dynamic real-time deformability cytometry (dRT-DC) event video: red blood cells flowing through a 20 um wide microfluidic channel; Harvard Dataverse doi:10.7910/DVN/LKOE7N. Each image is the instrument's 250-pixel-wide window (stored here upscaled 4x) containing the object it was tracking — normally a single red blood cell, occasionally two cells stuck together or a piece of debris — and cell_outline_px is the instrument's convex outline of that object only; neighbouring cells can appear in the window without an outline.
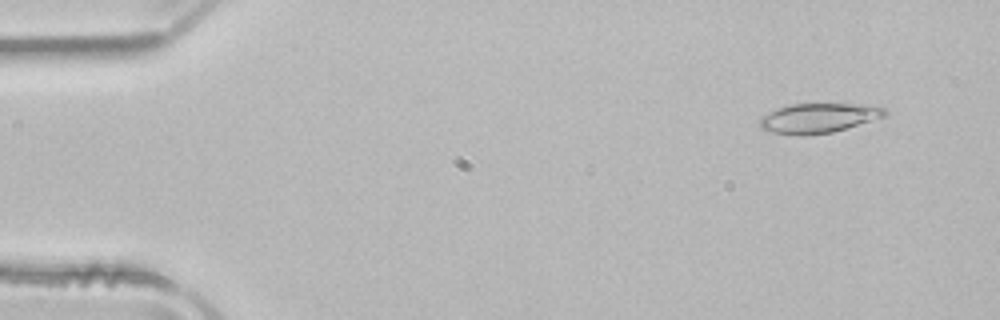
{"species": "common noctule bat (a hibernating species)", "species_latin": "Nyctalus noctula", "temperature_condition": "room temperature", "stored_images_in_passage": 51, "camera_frame_rate_fps": 3000, "um_per_image_px": 0.085, "animal": {"sex": "male", "body_mass_g": 21.5, "forearm_length_mm": 52.0}, "frame": {"image": 1, "passage_image": 4, "time_ms": 1.0, "image_size_px": [1000, 320], "cell_outline_px": [[888, 116], [832, 132], [804, 136], [796, 136], [772, 132], [760, 128], [760, 120], [764, 116], [780, 108], [792, 104], [860, 104], [884, 108], [888, 112]], "centroid_in_image_um": [69.62, 10.05], "position_along_channel_um": 15.4, "area_um2": 21.44}}
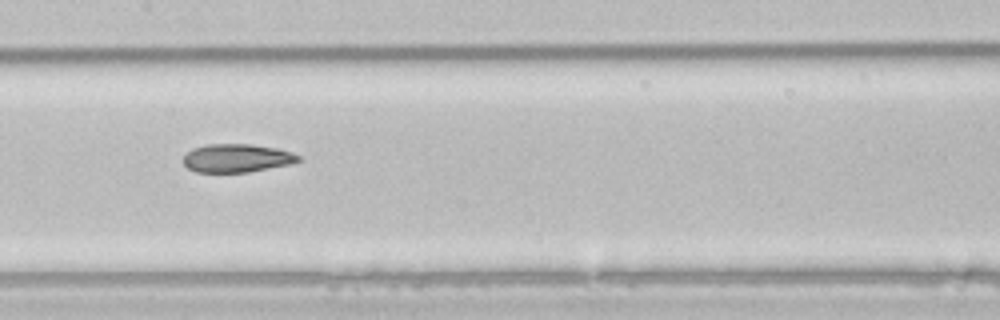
{"frame": {"image": 2, "passage_image": 25, "time_ms": 8.0, "image_size_px": [1000, 320], "cell_outline_px": [[304, 160], [288, 164], [248, 172], [196, 172], [188, 168], [184, 164], [184, 156], [192, 148], [208, 144], [252, 144], [276, 148], [292, 152], [300, 156]], "centroid_in_image_um": [20.14, 13.43], "position_along_channel_um": 187.3, "area_um2": 18.96}}
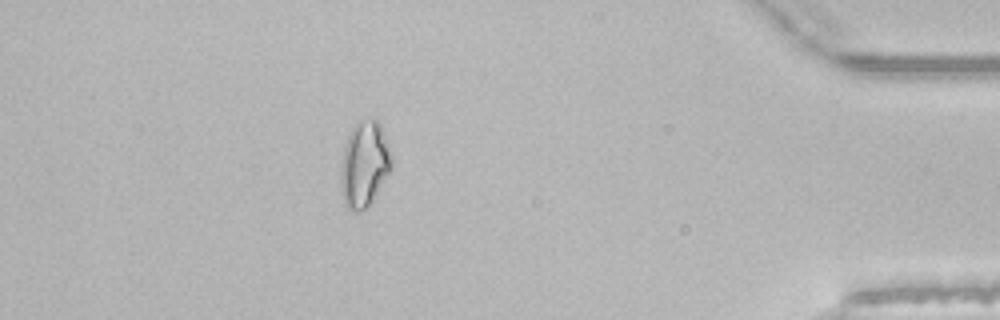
{"frame": {"image": 3, "passage_image": 45, "time_ms": 14.667, "image_size_px": [1000, 320], "cell_outline_px": [[392, 168], [372, 200], [360, 212], [352, 212], [344, 204], [340, 184], [344, 148], [348, 136], [356, 120], [376, 120], [380, 124], [388, 144], [392, 156]], "centroid_in_image_um": [30.97, 13.96], "position_along_channel_um": 404.2, "area_um2": 25.09}, "authors_computed_cell_mechanics": {"area_um2": 20.9236, "velocity_mm_per_s": 3.9734, "shape_relaxation_time_tau1_ms": null, "shape_relaxation_time_tau2_ms": 3.5973, "deformation_change_tau1": null, "deformation_change_tau2": 0.1032}}